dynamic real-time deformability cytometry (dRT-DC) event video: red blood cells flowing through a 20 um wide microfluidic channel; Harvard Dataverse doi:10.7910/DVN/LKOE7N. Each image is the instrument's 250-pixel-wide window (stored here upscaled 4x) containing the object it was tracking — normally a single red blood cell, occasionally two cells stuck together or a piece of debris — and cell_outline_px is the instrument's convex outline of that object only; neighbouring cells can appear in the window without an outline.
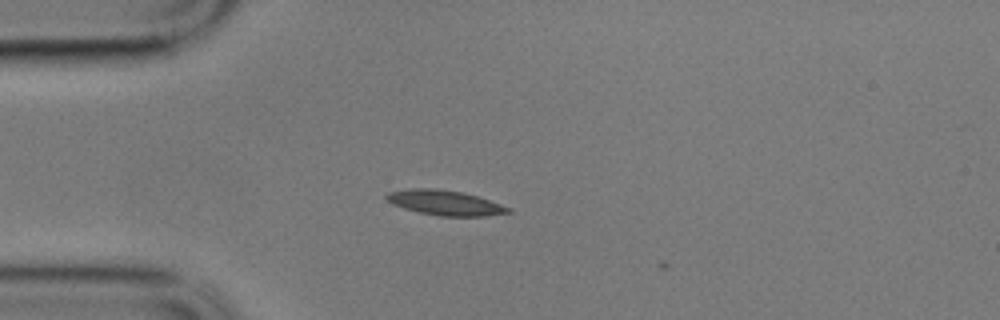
{"species": "common noctule bat (a hibernating species)", "species_latin": "Nyctalus noctula", "temperature_condition": "cold", "stored_images_in_passage": 7, "camera_frame_rate_fps": 3000, "um_per_image_px": 0.085, "animal": {"sex": "male", "body_mass_g": 17.9}, "frame": {"image": 1, "passage_image": 1, "time_ms": 0.0, "image_size_px": [1000, 320], "cell_outline_px": [[512, 212], [484, 216], [440, 216], [420, 212], [404, 208], [392, 204], [384, 196], [388, 192], [412, 188], [432, 188], [460, 192], [476, 196], [512, 208]], "centroid_in_image_um": [37.81, 17.24], "position_along_channel_um": 47.2, "area_um2": 17.46}}
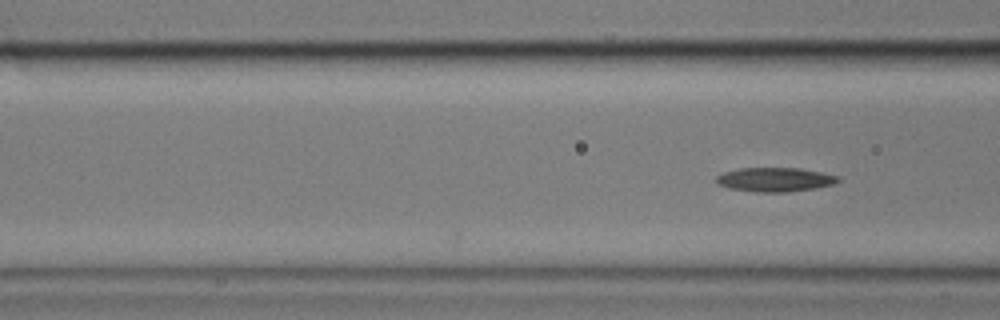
{"frame": {"image": 2, "passage_image": 7, "time_ms": 2.0, "image_size_px": [1000, 320], "cell_outline_px": [[840, 180], [836, 184], [788, 192], [756, 192], [728, 188], [716, 184], [716, 176], [724, 172], [740, 168], [800, 168], [840, 176]], "centroid_in_image_um": [65.86, 15.26], "position_along_channel_um": 100.7, "area_um2": 17.17}}